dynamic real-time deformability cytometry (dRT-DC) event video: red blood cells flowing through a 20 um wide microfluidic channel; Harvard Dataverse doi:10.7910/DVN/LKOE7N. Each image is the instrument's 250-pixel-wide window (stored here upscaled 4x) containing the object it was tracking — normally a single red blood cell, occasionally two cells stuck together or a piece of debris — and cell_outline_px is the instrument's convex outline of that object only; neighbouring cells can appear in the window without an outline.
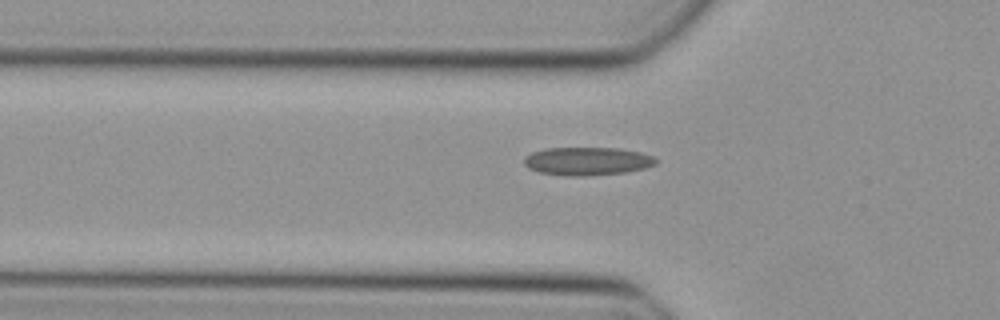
{"species": "Egyptian fruit bat (a non-hibernating species)", "species_latin": "Rousettus aegyptiacus", "temperature_condition": "cold", "stored_images_in_passage": 36, "camera_frame_rate_fps": 3000, "um_per_image_px": 0.085, "animal": {"sex": "female"}, "frame": {"image": 1, "passage_image": 4, "time_ms": 1.0, "image_size_px": [1000, 320], "cell_outline_px": [[656, 164], [644, 168], [624, 172], [588, 176], [564, 176], [540, 172], [528, 168], [524, 164], [524, 156], [532, 152], [544, 148], [616, 148], [640, 152], [652, 156], [656, 160]], "centroid_in_image_um": [49.87, 13.7], "position_along_channel_um": 75.9, "area_um2": 21.62}}
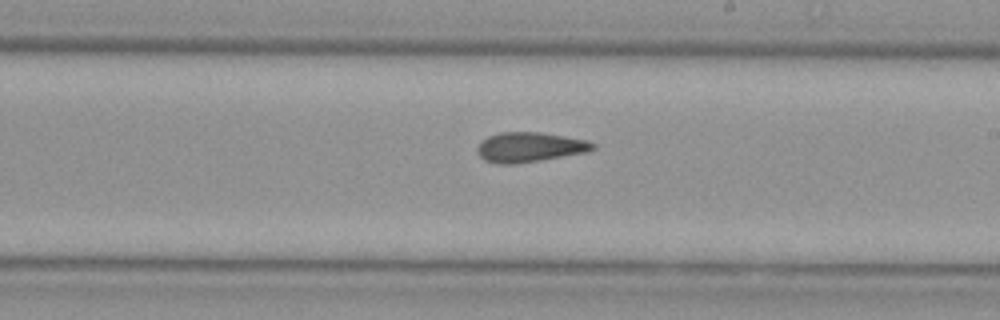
{"frame": {"image": 2, "passage_image": 16, "time_ms": 5.0, "image_size_px": [1000, 320], "cell_outline_px": [[596, 148], [588, 152], [516, 164], [496, 164], [484, 160], [476, 152], [476, 148], [480, 140], [488, 136], [500, 132], [540, 132], [588, 140], [596, 144]], "centroid_in_image_um": [45.0, 12.51], "position_along_channel_um": 244.0, "area_um2": 20.35}}
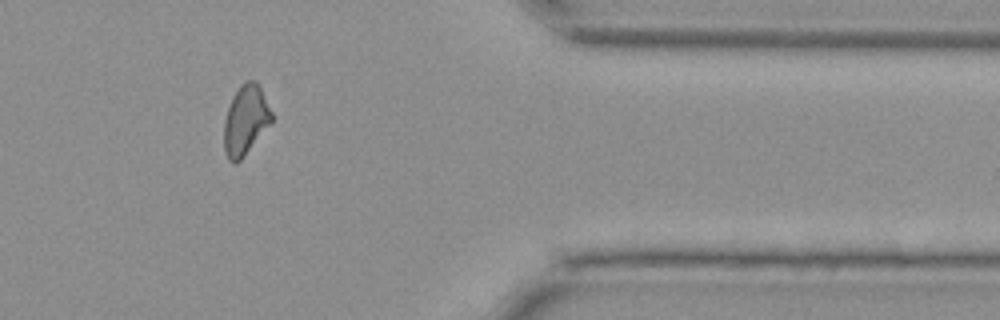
{"frame": {"image": 3, "passage_image": 28, "time_ms": 9.0, "image_size_px": [1000, 320], "cell_outline_px": [[272, 120], [244, 156], [236, 164], [232, 164], [228, 160], [224, 152], [224, 120], [232, 96], [240, 84], [244, 80], [256, 80], [272, 112]], "centroid_in_image_um": [20.84, 10.21], "position_along_channel_um": 390.6, "area_um2": 19.25}}